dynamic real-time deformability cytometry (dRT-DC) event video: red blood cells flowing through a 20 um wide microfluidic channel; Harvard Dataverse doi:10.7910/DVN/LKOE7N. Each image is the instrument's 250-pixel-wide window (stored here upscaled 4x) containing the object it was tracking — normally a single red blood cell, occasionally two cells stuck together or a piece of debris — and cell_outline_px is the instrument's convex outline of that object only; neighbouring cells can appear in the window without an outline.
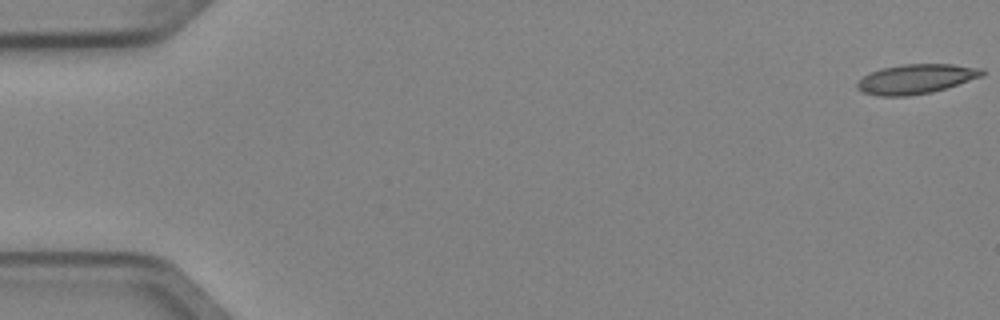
{"species": "Egyptian fruit bat (a non-hibernating species)", "species_latin": "Rousettus aegyptiacus", "temperature_condition": "cold", "stored_images_in_passage": 5, "camera_frame_rate_fps": 3000, "um_per_image_px": 0.085, "animal": {"sex": "female"}, "frame": {"image": 1, "passage_image": 1, "time_ms": 0.0, "image_size_px": [1000, 320], "cell_outline_px": [[984, 76], [932, 92], [908, 96], [876, 96], [864, 92], [856, 88], [856, 84], [868, 72], [880, 68], [900, 64], [952, 64], [984, 68]], "centroid_in_image_um": [77.86, 6.7], "position_along_channel_um": 7.1, "area_um2": 21.73}}